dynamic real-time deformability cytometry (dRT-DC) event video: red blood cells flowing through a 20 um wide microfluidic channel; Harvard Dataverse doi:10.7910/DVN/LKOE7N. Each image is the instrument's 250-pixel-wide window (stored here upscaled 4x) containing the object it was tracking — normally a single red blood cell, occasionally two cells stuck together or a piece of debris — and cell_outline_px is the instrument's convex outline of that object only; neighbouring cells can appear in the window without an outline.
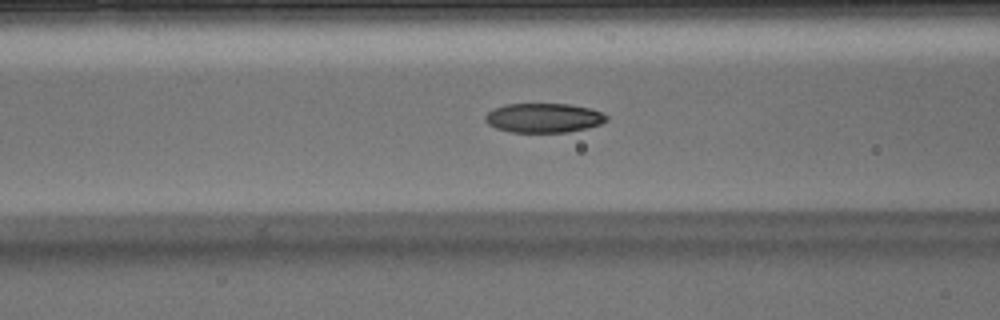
{"species": "Egyptian fruit bat (a non-hibernating species)", "species_latin": "Rousettus aegyptiacus", "temperature_condition": "warm", "stored_images_in_passage": 46, "camera_frame_rate_fps": 3000, "um_per_image_px": 0.085, "animal": {"sex": "male"}, "frame": {"image": 1, "passage_image": 19, "time_ms": 6.0, "image_size_px": [1000, 320], "cell_outline_px": [[608, 120], [600, 124], [588, 128], [568, 132], [508, 132], [496, 128], [488, 124], [484, 120], [484, 116], [492, 108], [504, 104], [568, 104], [592, 108], [608, 116]], "centroid_in_image_um": [46.19, 10.02], "position_along_channel_um": 120.4, "area_um2": 20.98}}
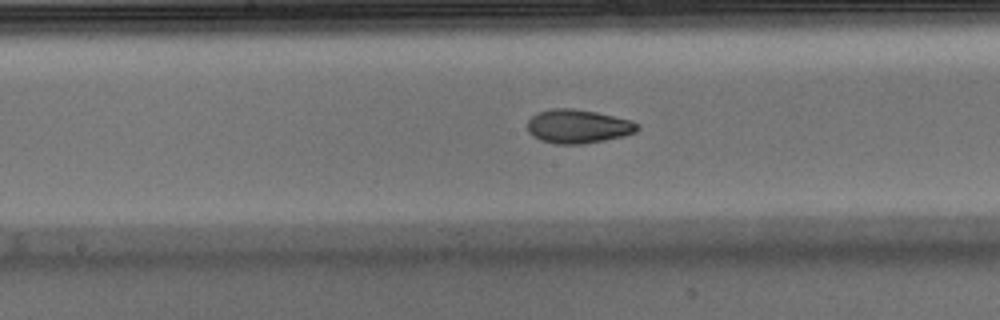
{"frame": {"image": 2, "passage_image": 25, "time_ms": 8.0, "image_size_px": [1000, 320], "cell_outline_px": [[640, 128], [636, 132], [624, 136], [584, 144], [556, 144], [540, 140], [532, 136], [528, 132], [528, 120], [532, 116], [540, 112], [552, 108], [572, 108], [596, 112], [632, 120], [640, 124]], "centroid_in_image_um": [49.15, 10.74], "position_along_channel_um": 199.0, "area_um2": 21.79}}
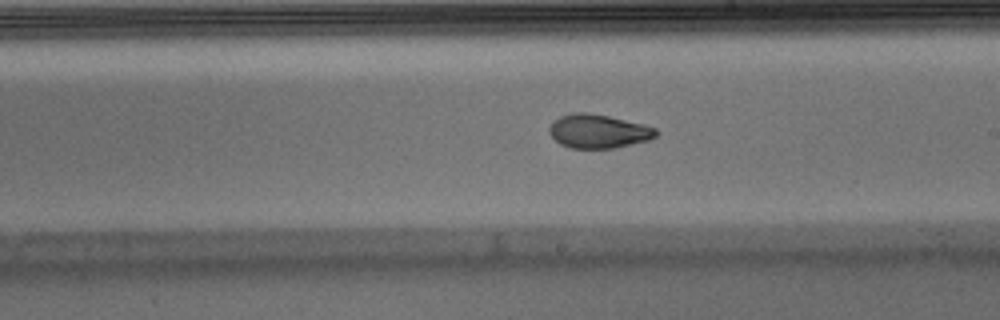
{"frame": {"image": 3, "passage_image": 28, "time_ms": 9.0, "image_size_px": [1000, 320], "cell_outline_px": [[660, 132], [656, 136], [648, 140], [612, 148], [572, 148], [560, 144], [548, 132], [548, 128], [552, 120], [560, 116], [572, 112], [588, 112], [608, 116], [644, 124], [656, 128]], "centroid_in_image_um": [50.84, 11.14], "position_along_channel_um": 238.2, "area_um2": 21.1}, "authors_computed_cell_mechanics": {"area_um2": 21.097, "velocity_mm_per_s": 3.9205, "shape_relaxation_time_tau1_ms": 9.1187, "shape_relaxation_time_tau2_ms": 1.7228, "deformation_change_tau1": 0.2395, "deformation_change_tau2": 0.0682}}